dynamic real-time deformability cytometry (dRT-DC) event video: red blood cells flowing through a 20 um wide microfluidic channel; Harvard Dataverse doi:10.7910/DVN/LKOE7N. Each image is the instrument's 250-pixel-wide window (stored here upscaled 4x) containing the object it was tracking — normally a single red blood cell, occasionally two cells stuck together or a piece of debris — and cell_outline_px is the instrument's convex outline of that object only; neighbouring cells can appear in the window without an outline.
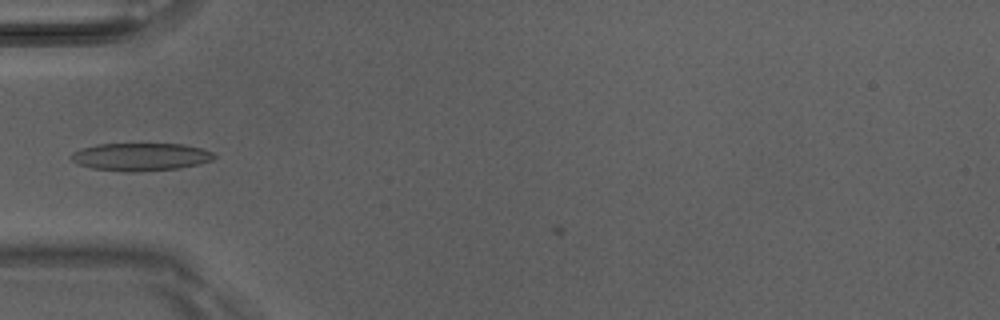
{"species": "Egyptian fruit bat (a non-hibernating species)", "species_latin": "Rousettus aegyptiacus", "temperature_condition": "room temperature", "stored_images_in_passage": 5, "camera_frame_rate_fps": 3000, "um_per_image_px": 0.085, "animal": {"sex": "male"}, "frame": {"image": 1, "passage_image": 5, "time_ms": 1.333, "image_size_px": [1000, 320], "cell_outline_px": [[216, 156], [212, 160], [200, 164], [180, 168], [136, 172], [124, 172], [92, 168], [80, 164], [72, 160], [68, 156], [72, 152], [96, 144], [184, 144], [200, 148], [212, 152]], "centroid_in_image_um": [11.96, 13.33], "position_along_channel_um": 73.0, "area_um2": 23.18}}